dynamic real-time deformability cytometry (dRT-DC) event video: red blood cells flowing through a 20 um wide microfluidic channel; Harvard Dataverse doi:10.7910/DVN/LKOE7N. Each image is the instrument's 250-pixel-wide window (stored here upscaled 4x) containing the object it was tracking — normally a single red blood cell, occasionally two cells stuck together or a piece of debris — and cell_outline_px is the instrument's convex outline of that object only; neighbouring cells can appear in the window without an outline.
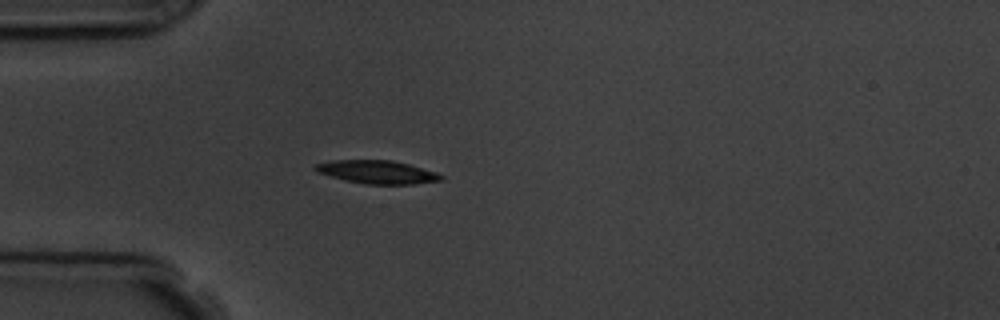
{"species": "common noctule bat (a hibernating species)", "species_latin": "Nyctalus noctula", "temperature_condition": "room temperature", "stored_images_in_passage": 5, "camera_frame_rate_fps": 3000, "um_per_image_px": 0.085, "animal": {"sex": "male", "body_mass_g": 19.5, "forearm_length_mm": 54.6}, "frame": {"image": 1, "passage_image": 5, "time_ms": 4.667, "image_size_px": [1000, 320], "cell_outline_px": [[444, 180], [412, 184], [368, 184], [344, 180], [316, 172], [312, 168], [316, 164], [332, 160], [392, 160], [408, 164], [436, 172], [444, 176]], "centroid_in_image_um": [32.05, 14.62], "position_along_channel_um": 52.9, "area_um2": 16.99}}